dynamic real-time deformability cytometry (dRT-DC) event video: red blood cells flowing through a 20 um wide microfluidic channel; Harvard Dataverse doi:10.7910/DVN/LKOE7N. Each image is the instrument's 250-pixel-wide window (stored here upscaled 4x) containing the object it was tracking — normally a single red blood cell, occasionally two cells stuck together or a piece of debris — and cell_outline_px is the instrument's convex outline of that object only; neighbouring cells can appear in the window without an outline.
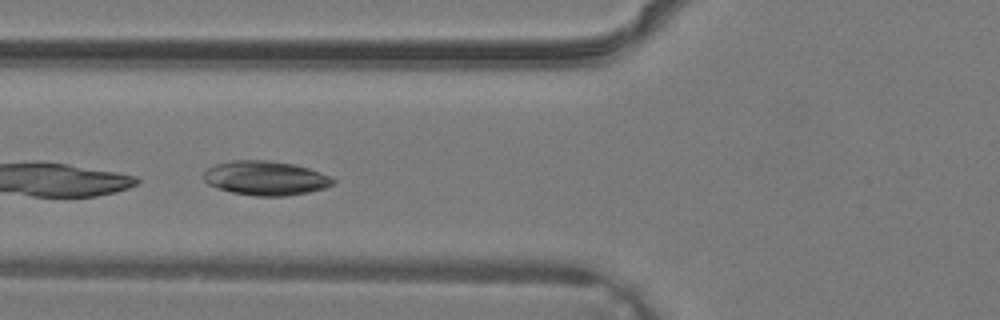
{"species": "common noctule bat (a hibernating species)", "species_latin": "Nyctalus noctula", "temperature_condition": "warm", "stored_images_in_passage": 19, "camera_frame_rate_fps": 3000, "um_per_image_px": 0.085, "animal": {"sex": "male", "body_mass_g": 19.2, "forearm_length_mm": 51.8}, "frame": {"image": 1, "passage_image": 12, "time_ms": 3.667, "image_size_px": [1000, 320], "cell_outline_px": [[336, 184], [324, 188], [308, 192], [284, 196], [256, 196], [232, 192], [208, 184], [204, 180], [204, 172], [208, 168], [216, 164], [232, 160], [268, 160], [292, 164], [308, 168], [332, 176], [336, 180]], "centroid_in_image_um": [22.61, 15.14], "position_along_channel_um": 103.2, "area_um2": 25.78}}
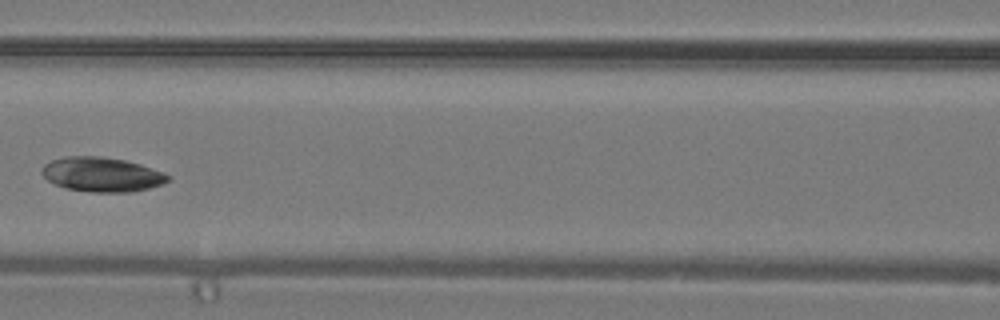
{"frame": {"image": 2, "passage_image": 15, "time_ms": 4.667, "image_size_px": [1000, 320], "cell_outline_px": [[172, 180], [164, 184], [132, 192], [92, 192], [64, 188], [48, 180], [40, 172], [40, 168], [44, 164], [52, 160], [68, 156], [100, 156], [124, 160], [140, 164], [172, 176]], "centroid_in_image_um": [8.67, 14.83], "position_along_channel_um": 157.9, "area_um2": 25.43}}
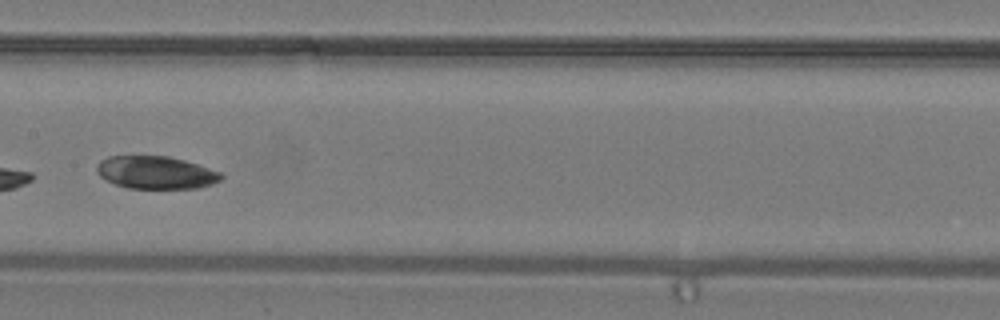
{"frame": {"image": 3, "passage_image": 17, "time_ms": 5.333, "image_size_px": [1000, 320], "cell_outline_px": [[224, 176], [220, 180], [212, 184], [200, 188], [128, 188], [116, 184], [100, 176], [96, 172], [96, 168], [100, 160], [108, 156], [168, 156], [184, 160], [220, 172]], "centroid_in_image_um": [13.24, 14.66], "position_along_channel_um": 194.2, "area_um2": 23.58}}